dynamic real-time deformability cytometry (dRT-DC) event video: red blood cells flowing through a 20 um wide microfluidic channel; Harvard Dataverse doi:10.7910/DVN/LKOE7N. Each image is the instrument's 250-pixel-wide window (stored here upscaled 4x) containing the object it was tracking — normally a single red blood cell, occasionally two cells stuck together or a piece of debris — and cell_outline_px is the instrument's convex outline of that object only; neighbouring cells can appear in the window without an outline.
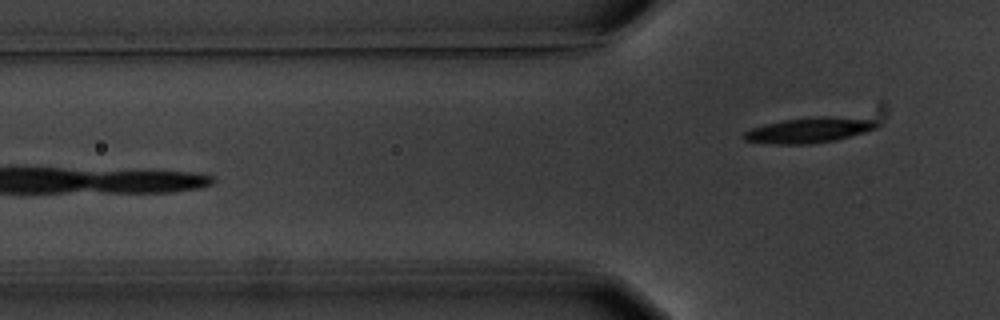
{"species": "common noctule bat (a hibernating species)", "species_latin": "Nyctalus noctula", "temperature_condition": "warm", "stored_images_in_passage": 5, "camera_frame_rate_fps": 3000, "um_per_image_px": 0.085, "animal": {"sex": "male", "body_mass_g": 20.1, "forearm_length_mm": 53.5}, "frame": {"image": 1, "passage_image": 5, "time_ms": 5.667, "image_size_px": [1000, 320], "cell_outline_px": [[880, 124], [876, 128], [864, 132], [836, 140], [808, 144], [776, 144], [744, 140], [740, 136], [744, 132], [752, 128], [764, 124], [780, 120], [816, 116], [828, 116], [876, 120]], "centroid_in_image_um": [68.74, 11.06], "position_along_channel_um": 57.1, "area_um2": 19.65}}